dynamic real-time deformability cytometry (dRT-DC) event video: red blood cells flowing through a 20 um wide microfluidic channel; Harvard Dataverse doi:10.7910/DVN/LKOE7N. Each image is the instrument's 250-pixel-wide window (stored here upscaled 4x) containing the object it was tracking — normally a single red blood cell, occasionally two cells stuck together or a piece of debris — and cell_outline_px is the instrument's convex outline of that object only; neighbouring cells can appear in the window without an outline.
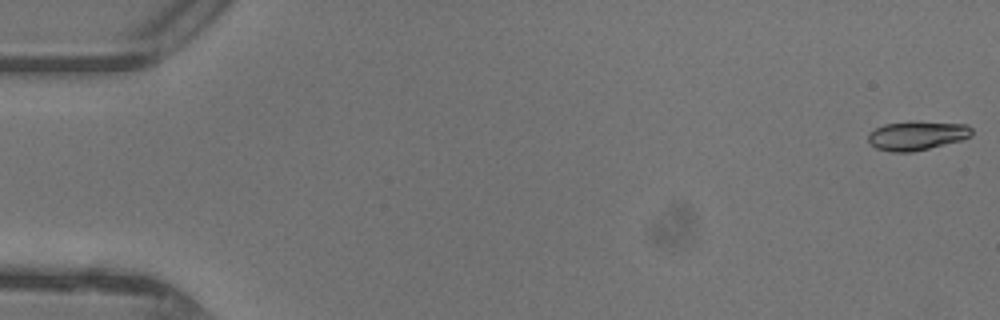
{"species": "common noctule bat (a hibernating species)", "species_latin": "Nyctalus noctula", "temperature_condition": "warm", "stored_images_in_passage": 3, "camera_frame_rate_fps": 3000, "um_per_image_px": 0.085, "animal": {"sex": "female"}, "frame": {"image": 1, "passage_image": 1, "time_ms": 0.0, "image_size_px": [1000, 320], "cell_outline_px": [[972, 136], [960, 140], [912, 152], [892, 152], [876, 148], [868, 140], [868, 136], [876, 128], [884, 124], [908, 120], [916, 120], [968, 124], [972, 128]], "centroid_in_image_um": [77.96, 11.49], "position_along_channel_um": 7.0, "area_um2": 17.74}}